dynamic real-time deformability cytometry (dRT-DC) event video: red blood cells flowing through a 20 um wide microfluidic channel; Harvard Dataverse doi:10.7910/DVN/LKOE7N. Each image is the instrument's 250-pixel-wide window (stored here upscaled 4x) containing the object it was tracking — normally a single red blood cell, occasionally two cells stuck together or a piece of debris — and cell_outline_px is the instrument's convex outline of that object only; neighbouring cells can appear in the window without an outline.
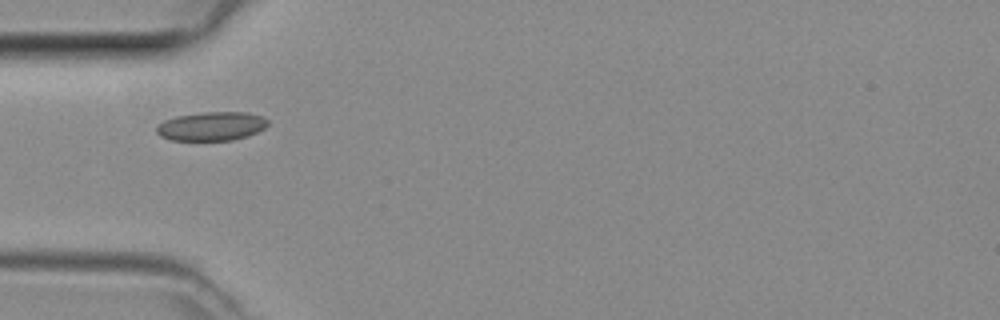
{"species": "common noctule bat (a hibernating species)", "species_latin": "Nyctalus noctula", "temperature_condition": "room temperature", "stored_images_in_passage": 34, "camera_frame_rate_fps": 3000, "um_per_image_px": 0.085, "animal": {"sex": "female", "body_mass_g": 29.2, "forearm_length_mm": 56.3}, "frame": {"image": 1, "passage_image": 1, "time_ms": 0.0, "image_size_px": [1000, 320], "cell_outline_px": [[268, 124], [264, 128], [248, 136], [232, 140], [172, 140], [160, 136], [156, 132], [156, 128], [164, 120], [176, 116], [200, 112], [248, 112], [264, 116], [268, 120]], "centroid_in_image_um": [18.0, 10.72], "position_along_channel_um": 67.0, "area_um2": 18.79}}
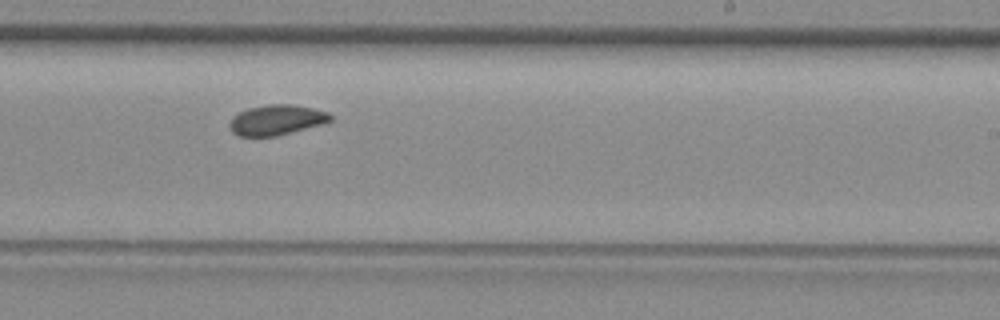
{"frame": {"image": 2, "passage_image": 15, "time_ms": 4.667, "image_size_px": [1000, 320], "cell_outline_px": [[332, 120], [324, 124], [276, 136], [236, 136], [232, 132], [228, 124], [232, 116], [248, 108], [268, 104], [292, 104], [312, 108], [328, 112], [332, 116]], "centroid_in_image_um": [23.49, 10.2], "position_along_channel_um": 265.5, "area_um2": 17.92}}
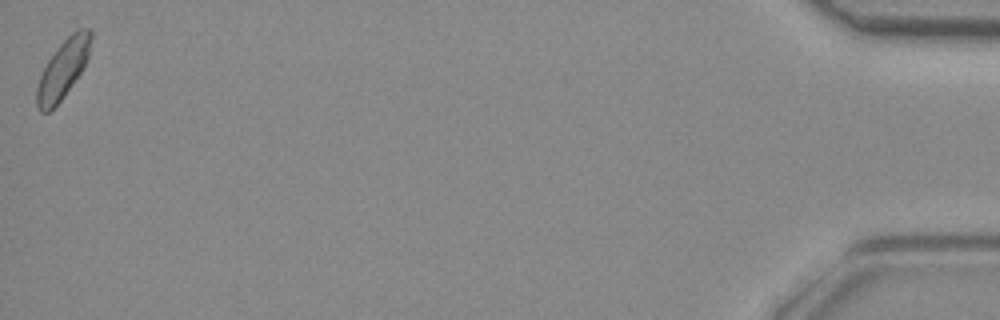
{"frame": {"image": 3, "passage_image": 34, "time_ms": 11.0, "image_size_px": [1000, 320], "cell_outline_px": [[92, 36], [88, 56], [80, 72], [60, 100], [48, 112], [40, 112], [36, 108], [36, 88], [40, 76], [48, 60], [56, 48], [72, 32], [80, 28], [88, 28], [92, 32]], "centroid_in_image_um": [5.33, 5.86], "position_along_channel_um": 429.9, "area_um2": 18.03}}